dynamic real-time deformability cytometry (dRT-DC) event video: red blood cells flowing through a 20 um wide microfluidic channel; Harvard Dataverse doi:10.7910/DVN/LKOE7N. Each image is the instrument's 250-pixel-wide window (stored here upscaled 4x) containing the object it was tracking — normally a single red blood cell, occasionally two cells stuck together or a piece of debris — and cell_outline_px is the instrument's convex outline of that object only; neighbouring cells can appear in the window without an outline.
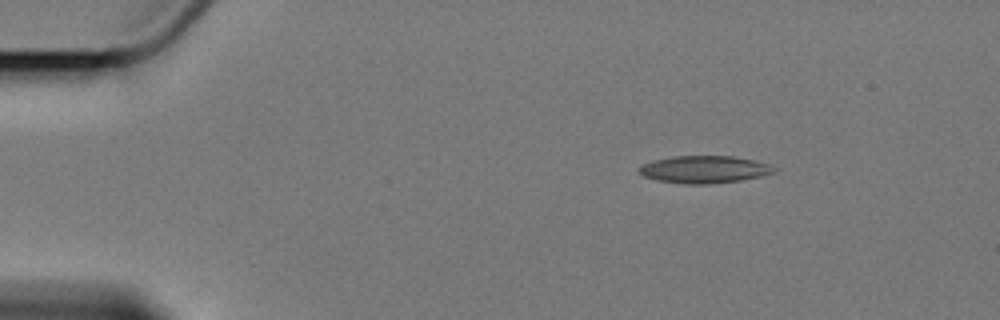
{"species": "Egyptian fruit bat (a non-hibernating species)", "species_latin": "Rousettus aegyptiacus", "temperature_condition": "cold", "stored_images_in_passage": 3, "camera_frame_rate_fps": 3000, "um_per_image_px": 0.085, "animal": {"sex": "female"}, "frame": {"image": 1, "passage_image": 1, "time_ms": 0.0, "image_size_px": [1000, 320], "cell_outline_px": [[780, 168], [776, 172], [760, 176], [740, 180], [708, 184], [684, 184], [656, 180], [644, 176], [636, 168], [652, 160], [672, 156], [732, 156], [752, 160], [768, 164]], "centroid_in_image_um": [59.86, 14.4], "position_along_channel_um": 25.1, "area_um2": 21.56}}